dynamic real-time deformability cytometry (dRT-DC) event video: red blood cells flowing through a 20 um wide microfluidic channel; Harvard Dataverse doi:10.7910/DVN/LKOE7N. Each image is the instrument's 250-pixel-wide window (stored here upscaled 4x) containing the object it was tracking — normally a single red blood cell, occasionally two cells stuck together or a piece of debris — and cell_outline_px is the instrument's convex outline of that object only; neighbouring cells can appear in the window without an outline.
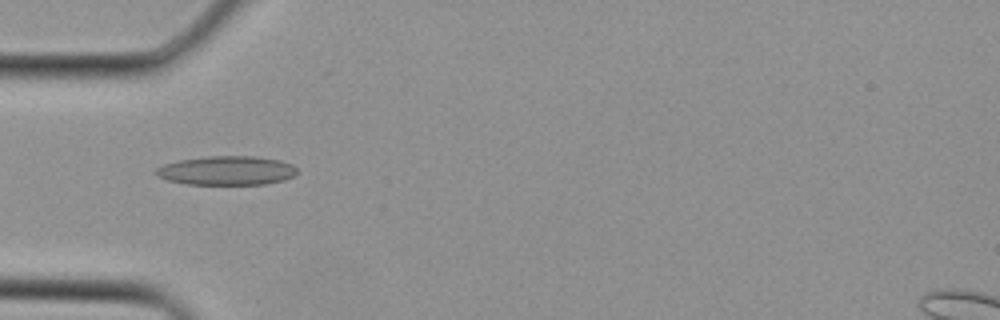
{"species": "Egyptian fruit bat (a non-hibernating species)", "species_latin": "Rousettus aegyptiacus", "temperature_condition": "cold", "stored_images_in_passage": 2, "camera_frame_rate_fps": 3000, "um_per_image_px": 0.085, "animal": {"sex": "female"}, "frame": {"image": 1, "passage_image": 2, "time_ms": 0.333, "image_size_px": [1000, 320], "cell_outline_px": [[296, 172], [292, 176], [284, 180], [264, 184], [184, 184], [168, 180], [152, 172], [156, 168], [164, 164], [180, 160], [208, 156], [256, 156], [280, 160], [292, 164], [296, 168]], "centroid_in_image_um": [19.26, 14.49], "position_along_channel_um": 65.7, "area_um2": 23.81}}